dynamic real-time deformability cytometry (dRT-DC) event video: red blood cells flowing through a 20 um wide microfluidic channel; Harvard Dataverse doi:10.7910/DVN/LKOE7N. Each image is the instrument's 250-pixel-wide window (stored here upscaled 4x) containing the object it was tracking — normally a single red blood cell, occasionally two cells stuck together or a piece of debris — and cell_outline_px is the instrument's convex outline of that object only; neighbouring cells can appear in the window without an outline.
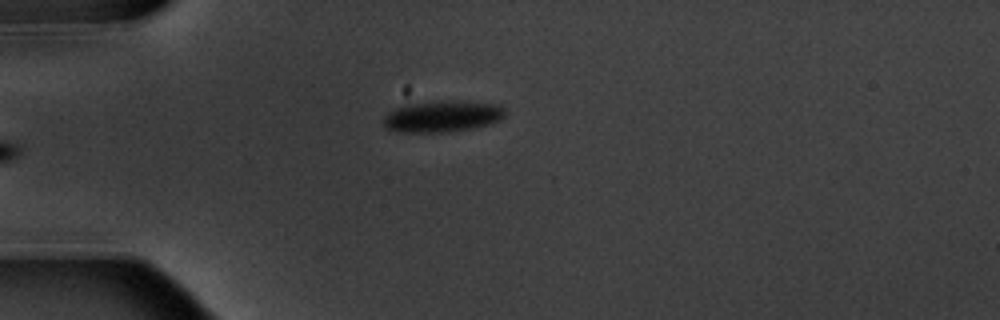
{"species": "common noctule bat (a hibernating species)", "species_latin": "Nyctalus noctula", "temperature_condition": "warm", "stored_images_in_passage": 5, "camera_frame_rate_fps": 3000, "um_per_image_px": 0.085, "animal": {"sex": "male", "body_mass_g": 20.1, "forearm_length_mm": 53.5}, "frame": {"image": 1, "passage_image": 5, "time_ms": 5.667, "image_size_px": [1000, 320], "cell_outline_px": [[504, 116], [500, 120], [488, 124], [472, 128], [448, 132], [396, 132], [388, 128], [384, 124], [384, 116], [396, 108], [404, 104], [440, 100], [500, 104], [504, 108]], "centroid_in_image_um": [37.59, 9.88], "position_along_channel_um": 47.4, "area_um2": 22.2}}